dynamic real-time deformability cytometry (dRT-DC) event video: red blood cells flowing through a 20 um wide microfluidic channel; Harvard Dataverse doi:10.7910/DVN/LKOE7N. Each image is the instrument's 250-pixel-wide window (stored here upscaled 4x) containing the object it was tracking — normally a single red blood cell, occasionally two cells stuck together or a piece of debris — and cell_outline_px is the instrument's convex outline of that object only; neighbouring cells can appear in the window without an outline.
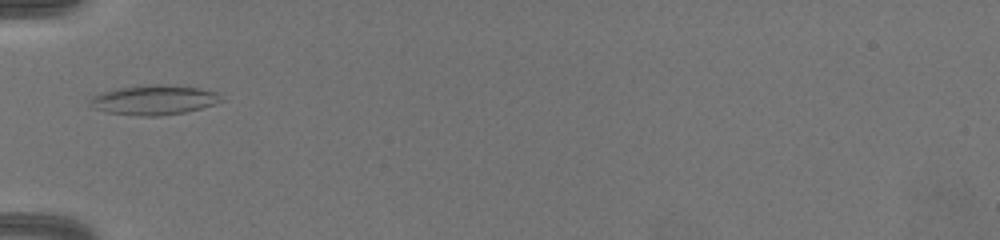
{"species": "common noctule bat (a hibernating species)", "species_latin": "Nyctalus noctula", "temperature_condition": "warm", "stored_images_in_passage": 7, "camera_frame_rate_fps": 3000, "um_per_image_px": 0.085, "animal": {"sex": "female", "body_mass_g": 19.5, "forearm_length_mm": 54.1}, "frame": {"image": 1, "passage_image": 1, "time_ms": 0.0, "image_size_px": [1000, 240], "cell_outline_px": [[224, 100], [200, 108], [184, 112], [160, 116], [140, 116], [108, 112], [92, 108], [88, 104], [88, 100], [92, 96], [100, 92], [120, 88], [152, 84], [160, 84], [200, 88], [216, 92]], "centroid_in_image_um": [13.03, 8.5], "position_along_channel_um": 72.0, "area_um2": 22.6}}
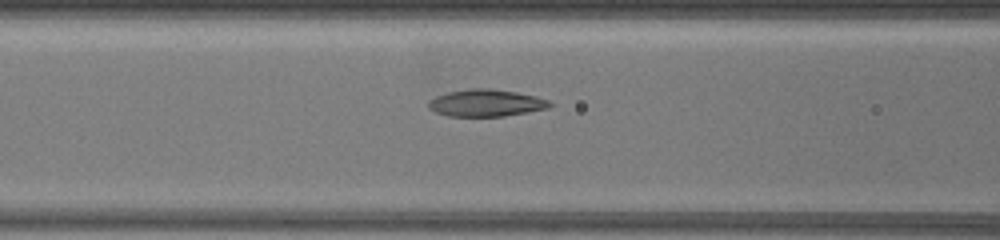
{"frame": {"image": 2, "passage_image": 6, "time_ms": 1.667, "image_size_px": [1000, 240], "cell_outline_px": [[552, 104], [548, 108], [528, 112], [504, 116], [448, 116], [436, 112], [428, 108], [428, 100], [436, 96], [448, 92], [468, 88], [492, 88], [516, 92], [536, 96], [548, 100]], "centroid_in_image_um": [41.29, 8.74], "position_along_channel_um": 125.3, "area_um2": 19.19}}